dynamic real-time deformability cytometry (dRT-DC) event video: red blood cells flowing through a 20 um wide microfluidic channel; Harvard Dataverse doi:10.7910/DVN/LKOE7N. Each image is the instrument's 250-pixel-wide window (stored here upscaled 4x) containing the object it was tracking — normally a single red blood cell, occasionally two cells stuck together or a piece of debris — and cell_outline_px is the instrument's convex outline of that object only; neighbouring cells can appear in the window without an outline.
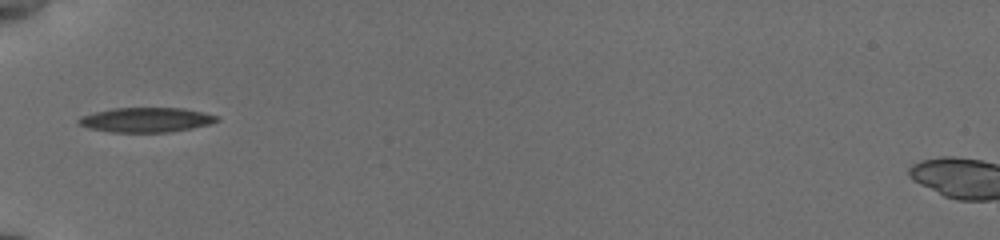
{"species": "common noctule bat (a hibernating species)", "species_latin": "Nyctalus noctula", "temperature_condition": "cold", "stored_images_in_passage": 34, "camera_frame_rate_fps": 3000, "um_per_image_px": 0.085, "animal": {"sex": "female", "body_mass_g": 19.5, "forearm_length_mm": 54.1}, "frame": {"image": 1, "passage_image": 1, "time_ms": 0.0, "image_size_px": [1000, 240], "cell_outline_px": [[220, 120], [208, 124], [192, 128], [168, 132], [108, 132], [88, 128], [80, 124], [76, 120], [80, 116], [112, 108], [184, 108], [204, 112], [220, 116]], "centroid_in_image_um": [12.43, 10.18], "position_along_channel_um": 72.6, "area_um2": 19.94}}
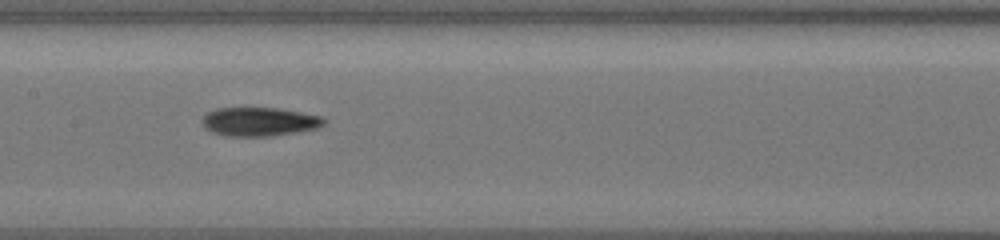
{"frame": {"image": 2, "passage_image": 10, "time_ms": 3.0, "image_size_px": [1000, 240], "cell_outline_px": [[328, 120], [324, 124], [316, 128], [296, 132], [272, 136], [228, 136], [212, 132], [204, 128], [200, 120], [208, 112], [216, 108], [280, 108], [324, 116]], "centroid_in_image_um": [22.06, 10.34], "position_along_channel_um": 185.3, "area_um2": 20.63}}
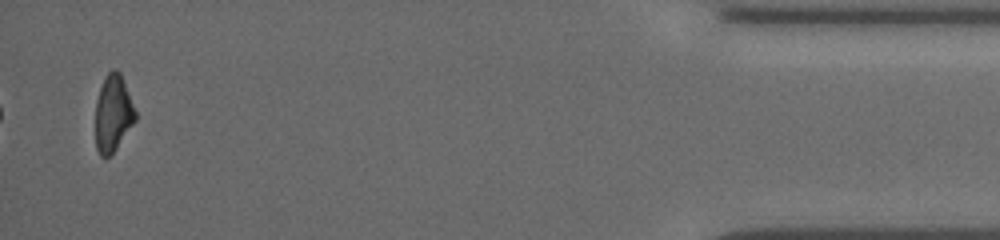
{"frame": {"image": 3, "passage_image": 34, "time_ms": 11.0, "image_size_px": [1000, 240], "cell_outline_px": [[136, 120], [116, 148], [104, 160], [100, 156], [96, 148], [96, 100], [104, 76], [112, 68], [116, 68], [120, 72], [136, 112]], "centroid_in_image_um": [9.6, 9.62], "position_along_channel_um": 425.6, "area_um2": 17.8}, "authors_computed_cell_mechanics": {"area_um2": 19.7965, "velocity_mm_per_s": 3.8355, "shape_relaxation_time_tau1_ms": 3.9839, "shape_relaxation_time_tau2_ms": 7.6836, "deformation_change_tau1": 0.1347, "deformation_change_tau2": 0.173}}